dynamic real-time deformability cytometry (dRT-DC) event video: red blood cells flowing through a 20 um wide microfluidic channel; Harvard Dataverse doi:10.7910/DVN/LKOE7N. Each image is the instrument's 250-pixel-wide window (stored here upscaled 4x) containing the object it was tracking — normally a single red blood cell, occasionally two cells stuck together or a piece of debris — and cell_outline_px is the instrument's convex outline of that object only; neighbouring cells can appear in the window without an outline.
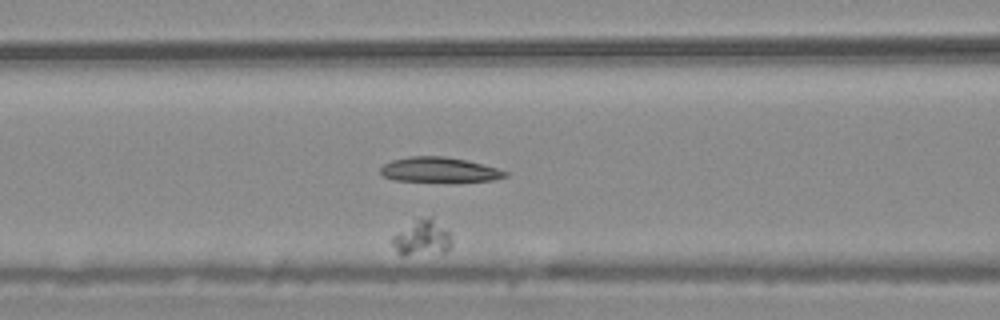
{"species": "common noctule bat (a hibernating species)", "species_latin": "Nyctalus noctula", "temperature_condition": "warm", "stored_images_in_passage": 4, "camera_frame_rate_fps": 3000, "um_per_image_px": 0.085, "animal": {"sex": "male", "body_mass_g": 20.4}, "frame": {"image": 1, "passage_image": 3, "time_ms": 0.667, "image_size_px": [1000, 320], "cell_outline_px": [[452, 244], [444, 252], [404, 256], [392, 244], [392, 236], [420, 220], [428, 216], [432, 216], [452, 236]], "centroid_in_image_um": [35.93, 20.25], "position_along_channel_um": 130.7, "area_um2": 11.79}}